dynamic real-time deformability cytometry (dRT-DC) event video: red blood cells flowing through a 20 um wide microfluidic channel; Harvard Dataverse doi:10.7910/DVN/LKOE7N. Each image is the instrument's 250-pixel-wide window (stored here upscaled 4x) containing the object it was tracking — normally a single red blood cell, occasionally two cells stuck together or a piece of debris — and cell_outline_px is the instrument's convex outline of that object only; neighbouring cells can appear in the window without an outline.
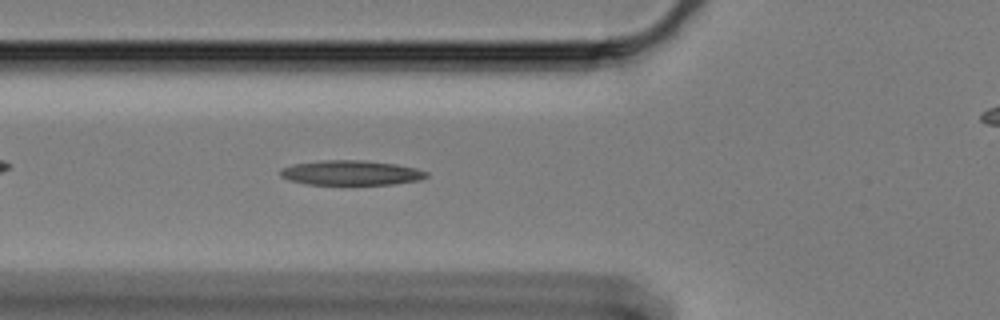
{"species": "Egyptian fruit bat (a non-hibernating species)", "species_latin": "Rousettus aegyptiacus", "temperature_condition": "cold", "stored_images_in_passage": 41, "camera_frame_rate_fps": 3000, "um_per_image_px": 0.085, "animal": {"sex": "female"}, "frame": {"image": 1, "passage_image": 8, "time_ms": 2.333, "image_size_px": [1000, 320], "cell_outline_px": [[428, 176], [420, 180], [392, 184], [308, 184], [288, 180], [280, 176], [280, 168], [292, 164], [320, 160], [364, 160], [396, 164], [416, 168], [428, 172]], "centroid_in_image_um": [29.81, 14.68], "position_along_channel_um": 96.0, "area_um2": 21.15}}
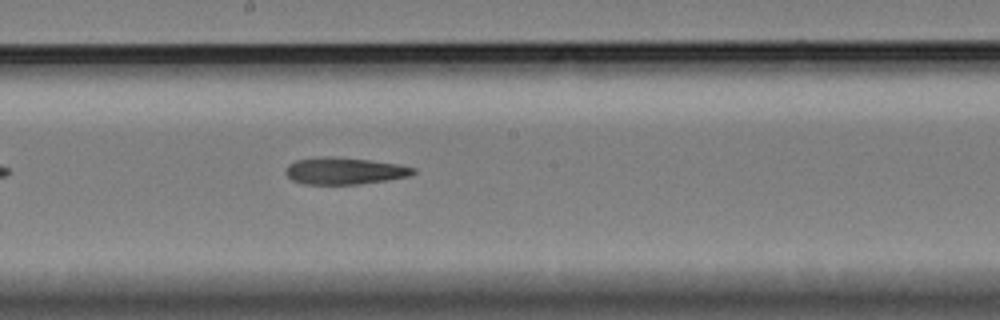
{"frame": {"image": 2, "passage_image": 19, "time_ms": 6.0, "image_size_px": [1000, 320], "cell_outline_px": [[416, 172], [412, 176], [388, 180], [356, 184], [304, 184], [292, 180], [284, 172], [288, 164], [296, 160], [320, 156], [332, 156], [368, 160], [396, 164], [416, 168]], "centroid_in_image_um": [29.27, 14.52], "position_along_channel_um": 218.9, "area_um2": 20.06}}
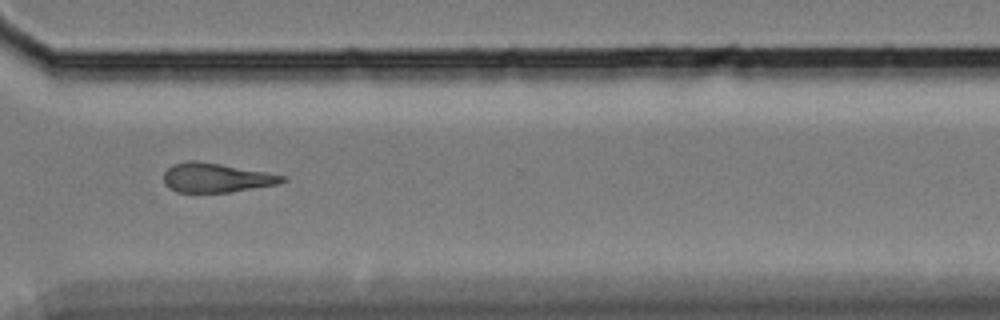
{"frame": {"image": 3, "passage_image": 31, "time_ms": 10.0, "image_size_px": [1000, 320], "cell_outline_px": [[288, 180], [280, 184], [228, 192], [176, 192], [168, 188], [164, 184], [164, 172], [172, 164], [188, 160], [196, 160], [220, 164], [264, 172], [284, 176]], "centroid_in_image_um": [18.33, 15.11], "position_along_channel_um": 352.3, "area_um2": 20.17}}